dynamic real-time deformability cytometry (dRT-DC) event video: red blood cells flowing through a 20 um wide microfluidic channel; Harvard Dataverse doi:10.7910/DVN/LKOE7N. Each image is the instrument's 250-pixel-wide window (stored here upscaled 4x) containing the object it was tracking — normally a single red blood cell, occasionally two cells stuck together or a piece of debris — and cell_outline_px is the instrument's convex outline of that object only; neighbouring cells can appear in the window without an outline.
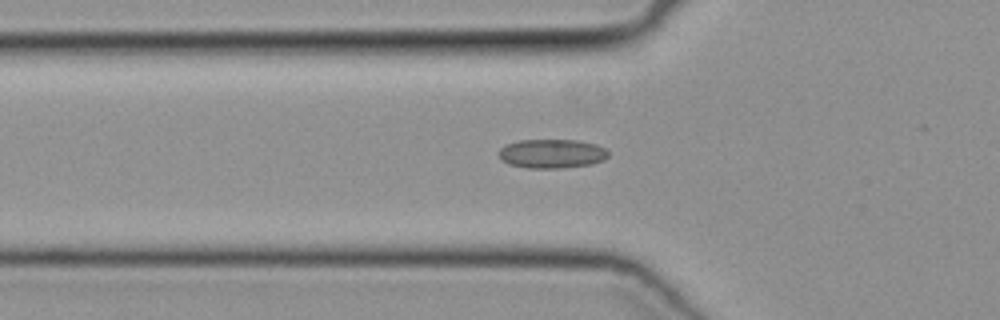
{"species": "common noctule bat (a hibernating species)", "species_latin": "Nyctalus noctula", "temperature_condition": "cold", "stored_images_in_passage": 34, "camera_frame_rate_fps": 3000, "um_per_image_px": 0.085, "animal": {"sex": "female", "body_mass_g": 19.3, "forearm_length_mm": 54.1}, "frame": {"image": 1, "passage_image": 8, "time_ms": 2.333, "image_size_px": [1000, 320], "cell_outline_px": [[608, 156], [604, 160], [592, 164], [560, 168], [528, 168], [508, 164], [500, 156], [500, 148], [508, 144], [520, 140], [576, 140], [596, 144], [604, 148], [608, 152]], "centroid_in_image_um": [46.94, 13.06], "position_along_channel_um": 78.9, "area_um2": 18.38}}
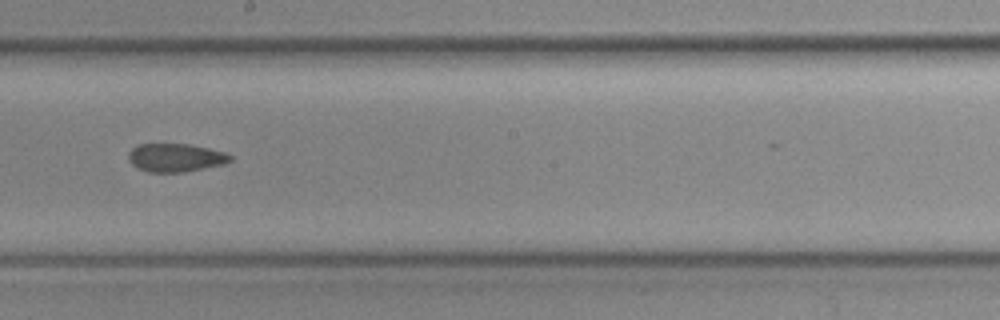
{"frame": {"image": 2, "passage_image": 19, "time_ms": 6.0, "image_size_px": [1000, 320], "cell_outline_px": [[232, 160], [224, 164], [184, 172], [148, 172], [132, 164], [128, 160], [128, 152], [136, 144], [188, 144], [208, 148], [224, 152], [232, 156]], "centroid_in_image_um": [14.91, 13.39], "position_along_channel_um": 233.3, "area_um2": 16.76}}
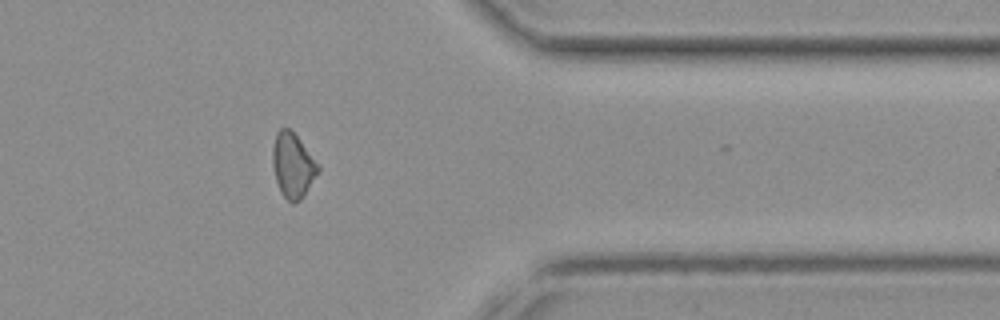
{"frame": {"image": 3, "passage_image": 31, "time_ms": 10.0, "image_size_px": [1000, 320], "cell_outline_px": [[320, 172], [300, 200], [292, 204], [280, 192], [276, 180], [272, 164], [272, 148], [276, 132], [280, 128], [288, 128], [296, 136], [320, 164]], "centroid_in_image_um": [24.9, 14.06], "position_along_channel_um": 386.5, "area_um2": 17.22}}